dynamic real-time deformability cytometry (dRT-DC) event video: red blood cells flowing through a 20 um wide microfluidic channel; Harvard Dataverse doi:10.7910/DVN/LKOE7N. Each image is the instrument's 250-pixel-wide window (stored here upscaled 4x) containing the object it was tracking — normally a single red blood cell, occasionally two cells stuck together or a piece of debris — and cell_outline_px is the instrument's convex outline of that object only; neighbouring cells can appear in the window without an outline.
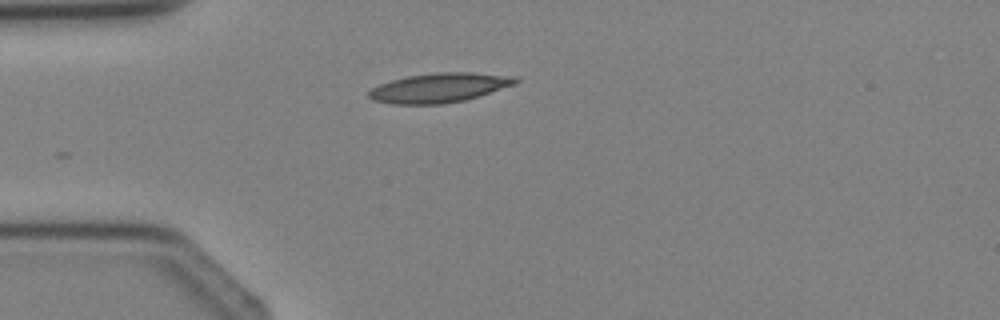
{"species": "Egyptian fruit bat (a non-hibernating species)", "species_latin": "Rousettus aegyptiacus", "temperature_condition": "cold", "stored_images_in_passage": 1, "camera_frame_rate_fps": 3000, "um_per_image_px": 0.085, "animal": {"sex": "female"}, "frame": {"image": 1, "passage_image": 1, "time_ms": 0.0, "image_size_px": [1000, 320], "cell_outline_px": [[520, 80], [516, 84], [464, 100], [444, 104], [392, 104], [372, 100], [368, 96], [368, 92], [372, 88], [380, 84], [392, 80], [408, 76], [436, 72], [472, 72], [516, 76]], "centroid_in_image_um": [37.35, 7.45], "position_along_channel_um": 47.7, "area_um2": 25.14}}